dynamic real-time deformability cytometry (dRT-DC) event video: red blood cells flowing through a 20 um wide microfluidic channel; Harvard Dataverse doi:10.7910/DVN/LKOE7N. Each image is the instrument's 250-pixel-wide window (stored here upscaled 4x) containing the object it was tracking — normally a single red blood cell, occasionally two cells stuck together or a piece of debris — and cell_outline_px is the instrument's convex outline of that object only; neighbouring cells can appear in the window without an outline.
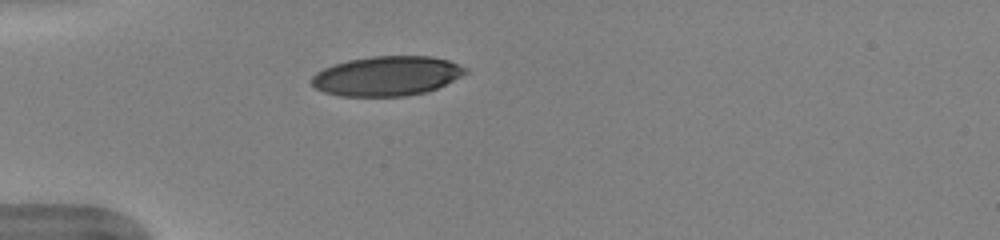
{"species": "human", "species_latin": "Homo sapiens", "temperature_condition": "warm", "stored_images_in_passage": 36, "camera_frame_rate_fps": 3000, "um_per_image_px": 0.085, "donor": {"sex": "female"}, "frame": {"image": 1, "passage_image": 1, "time_ms": 0.0, "image_size_px": [1000, 240], "cell_outline_px": [[468, 72], [436, 88], [424, 92], [404, 96], [340, 96], [324, 92], [316, 88], [308, 80], [316, 72], [324, 68], [348, 60], [372, 56], [432, 56], [448, 60], [468, 68]], "centroid_in_image_um": [32.85, 6.45], "position_along_channel_um": 52.1, "area_um2": 35.37}}
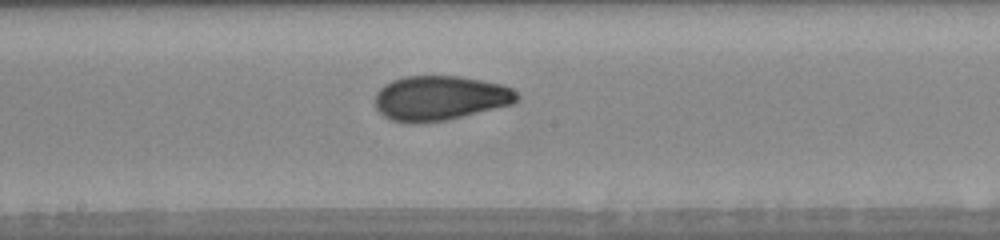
{"frame": {"image": 2, "passage_image": 14, "time_ms": 4.333, "image_size_px": [1000, 240], "cell_outline_px": [[520, 100], [512, 104], [448, 120], [420, 124], [412, 124], [392, 120], [384, 116], [376, 108], [376, 92], [384, 84], [392, 80], [404, 76], [460, 76], [504, 84], [512, 88], [520, 96]], "centroid_in_image_um": [37.42, 8.34], "position_along_channel_um": 210.8, "area_um2": 37.4}}
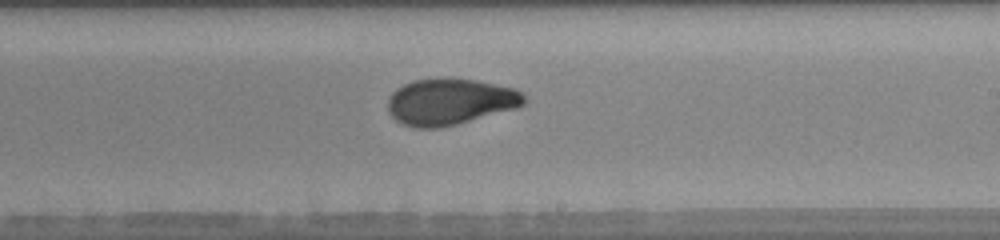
{"frame": {"image": 3, "passage_image": 17, "time_ms": 5.333, "image_size_px": [1000, 240], "cell_outline_px": [[528, 100], [524, 104], [516, 108], [456, 124], [440, 128], [412, 128], [396, 120], [388, 112], [388, 96], [396, 88], [412, 80], [436, 76], [440, 76], [476, 80], [516, 88]], "centroid_in_image_um": [38.22, 8.61], "position_along_channel_um": 250.8, "area_um2": 37.4}, "authors_computed_cell_mechanics": {"area_um2": 36.0961, "velocity_mm_per_s": 4.0073, "shape_relaxation_time_tau1_ms": 8.0493, "shape_relaxation_time_tau2_ms": 1.1524, "deformation_change_tau1": 0.2323, "deformation_change_tau2": 0.0607}}